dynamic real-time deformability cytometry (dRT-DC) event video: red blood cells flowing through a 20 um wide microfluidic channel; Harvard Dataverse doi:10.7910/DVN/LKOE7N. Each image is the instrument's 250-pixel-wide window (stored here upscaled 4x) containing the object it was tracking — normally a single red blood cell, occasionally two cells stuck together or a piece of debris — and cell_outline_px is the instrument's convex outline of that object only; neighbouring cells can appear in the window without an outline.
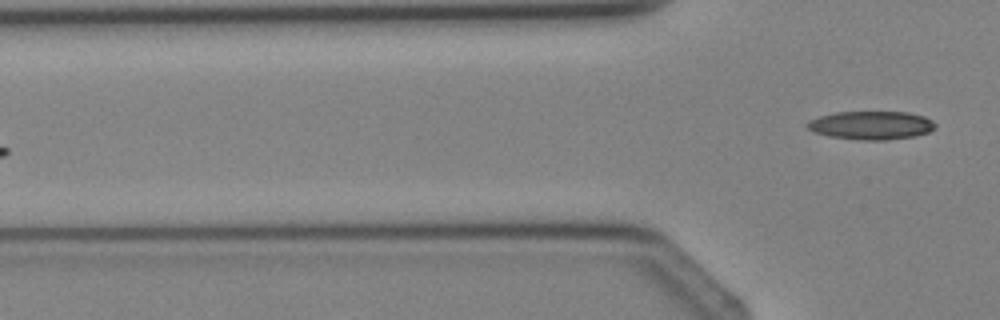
{"species": "Egyptian fruit bat (a non-hibernating species)", "species_latin": "Rousettus aegyptiacus", "temperature_condition": "cold", "stored_images_in_passage": 4, "camera_frame_rate_fps": 3000, "um_per_image_px": 0.085, "animal": {"sex": "female"}, "frame": {"image": 1, "passage_image": 4, "time_ms": 3.667, "image_size_px": [1000, 320], "cell_outline_px": [[936, 124], [928, 132], [912, 136], [884, 140], [860, 140], [828, 136], [812, 132], [804, 124], [808, 120], [820, 116], [836, 112], [908, 112], [924, 116], [932, 120]], "centroid_in_image_um": [73.99, 10.64], "position_along_channel_um": 51.8, "area_um2": 21.15}}